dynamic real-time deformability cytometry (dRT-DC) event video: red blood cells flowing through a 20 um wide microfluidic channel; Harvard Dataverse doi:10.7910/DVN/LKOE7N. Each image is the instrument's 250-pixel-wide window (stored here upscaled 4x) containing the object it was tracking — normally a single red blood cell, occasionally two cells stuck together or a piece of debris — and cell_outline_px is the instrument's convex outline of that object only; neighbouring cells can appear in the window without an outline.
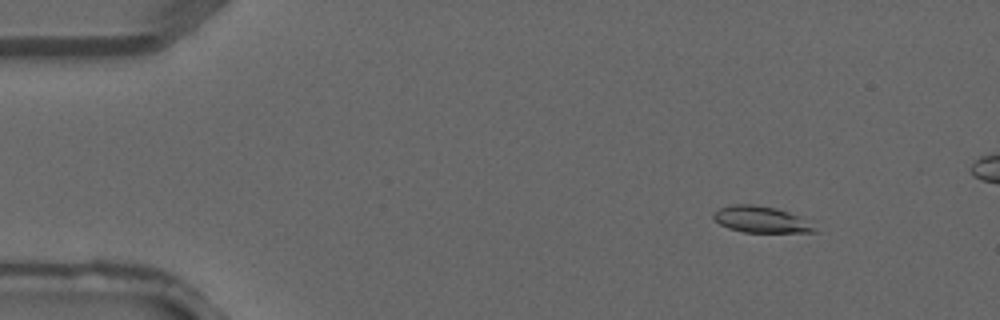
{"species": "common noctule bat (a hibernating species)", "species_latin": "Nyctalus noctula", "temperature_condition": "warm", "stored_images_in_passage": 5, "camera_frame_rate_fps": 3000, "um_per_image_px": 0.085, "animal": {"sex": "male", "forearm_length_mm": 52.5}, "frame": {"image": 1, "passage_image": 2, "time_ms": 0.333, "image_size_px": [1000, 320], "cell_outline_px": [[820, 232], [744, 232], [728, 228], [720, 224], [712, 216], [712, 212], [720, 208], [736, 204], [752, 204], [776, 208], [788, 212], [796, 216]], "centroid_in_image_um": [64.59, 18.65], "position_along_channel_um": 20.4, "area_um2": 15.09}}